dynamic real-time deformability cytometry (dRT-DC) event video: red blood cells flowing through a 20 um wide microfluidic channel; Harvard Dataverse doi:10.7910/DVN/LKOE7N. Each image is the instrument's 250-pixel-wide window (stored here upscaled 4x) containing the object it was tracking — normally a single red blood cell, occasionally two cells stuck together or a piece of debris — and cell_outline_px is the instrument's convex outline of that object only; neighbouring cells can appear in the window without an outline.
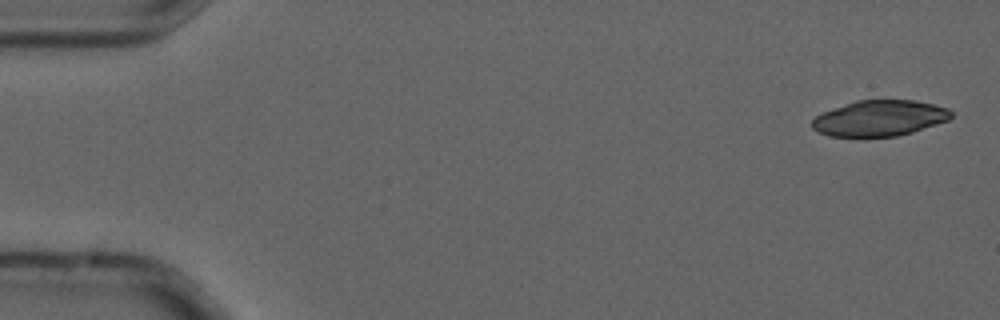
{"species": "common noctule bat (a hibernating species)", "species_latin": "Nyctalus noctula", "temperature_condition": "cold", "stored_images_in_passage": 5, "camera_frame_rate_fps": 3000, "um_per_image_px": 0.085, "animal": {"sex": "male", "forearm_length_mm": 52.5}, "frame": {"image": 1, "passage_image": 1, "time_ms": 0.0, "image_size_px": [1000, 320], "cell_outline_px": [[952, 116], [948, 120], [912, 132], [896, 136], [828, 136], [812, 128], [812, 120], [816, 116], [824, 112], [856, 100], [916, 100], [948, 108], [952, 112]], "centroid_in_image_um": [74.78, 10.04], "position_along_channel_um": 10.2, "area_um2": 28.67}}